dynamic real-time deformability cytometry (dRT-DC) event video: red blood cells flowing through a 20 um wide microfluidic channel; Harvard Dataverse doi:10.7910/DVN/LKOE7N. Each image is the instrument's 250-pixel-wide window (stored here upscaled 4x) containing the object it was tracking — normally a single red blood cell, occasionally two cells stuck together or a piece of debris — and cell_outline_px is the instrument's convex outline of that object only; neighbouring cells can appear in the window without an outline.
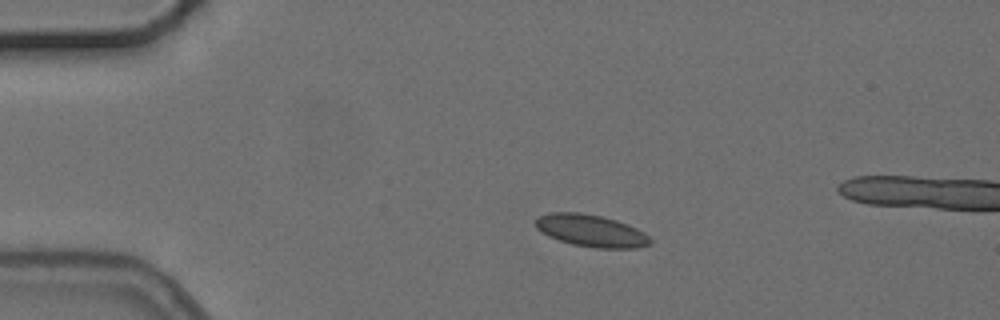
{"species": "common noctule bat (a hibernating species)", "species_latin": "Nyctalus noctula", "temperature_condition": "cold", "stored_images_in_passage": 2, "camera_frame_rate_fps": 3000, "um_per_image_px": 0.085, "animal": {"sex": "female", "body_mass_g": 24.6, "forearm_length_mm": 56.2}, "frame": {"image": 1, "passage_image": 1, "time_ms": 0.0, "image_size_px": [1000, 320], "cell_outline_px": [[652, 244], [636, 248], [596, 248], [572, 244], [548, 236], [536, 228], [536, 216], [552, 212], [580, 212], [600, 216], [616, 220], [628, 224], [644, 232], [652, 240]], "centroid_in_image_um": [50.25, 19.61], "position_along_channel_um": 34.8, "area_um2": 21.5}}